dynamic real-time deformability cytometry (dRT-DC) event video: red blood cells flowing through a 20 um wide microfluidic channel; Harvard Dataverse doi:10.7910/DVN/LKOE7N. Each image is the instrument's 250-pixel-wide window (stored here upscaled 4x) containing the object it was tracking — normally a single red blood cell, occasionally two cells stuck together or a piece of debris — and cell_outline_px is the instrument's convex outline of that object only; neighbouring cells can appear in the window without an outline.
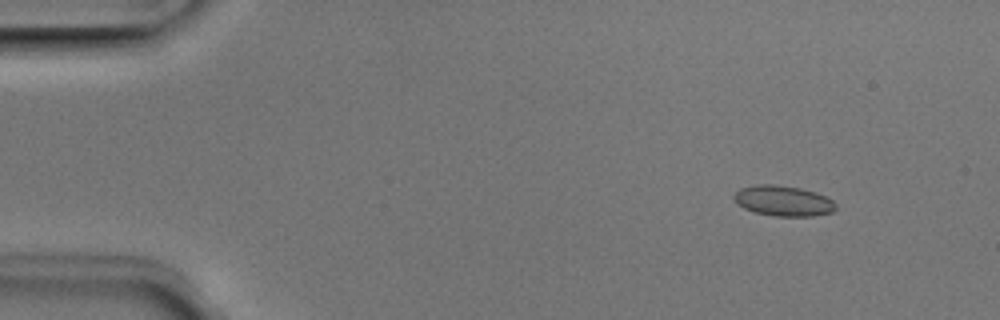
{"species": "Egyptian fruit bat (a non-hibernating species)", "species_latin": "Rousettus aegyptiacus", "temperature_condition": "room temperature", "stored_images_in_passage": 8, "camera_frame_rate_fps": 3000, "um_per_image_px": 0.085, "animal": {"sex": "male"}, "frame": {"image": 1, "passage_image": 2, "time_ms": 0.333, "image_size_px": [1000, 320], "cell_outline_px": [[836, 208], [832, 212], [812, 216], [776, 216], [756, 212], [744, 208], [732, 196], [740, 188], [756, 184], [772, 184], [800, 188], [816, 192], [832, 200], [836, 204]], "centroid_in_image_um": [66.59, 17.06], "position_along_channel_um": 18.4, "area_um2": 17.86}}
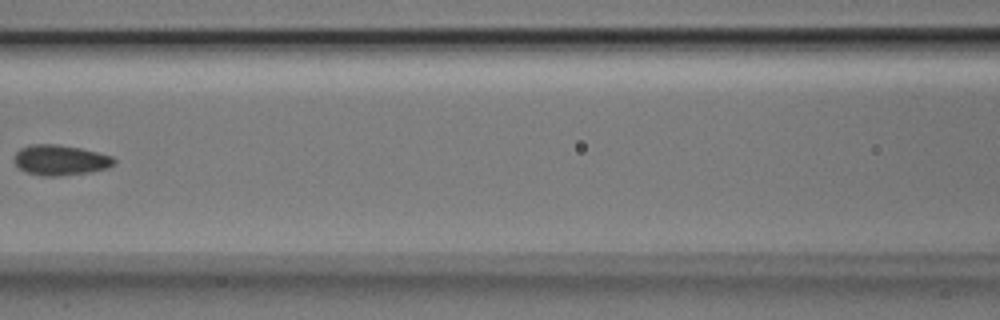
{"frame": {"image": 2, "passage_image": 7, "time_ms": 2.0, "image_size_px": [1000, 320], "cell_outline_px": [[116, 164], [108, 168], [88, 172], [56, 176], [40, 176], [24, 172], [16, 164], [16, 152], [20, 148], [32, 144], [56, 144], [80, 148], [112, 156], [116, 160]], "centroid_in_image_um": [5.14, 13.61], "position_along_channel_um": 161.5, "area_um2": 17.57}}
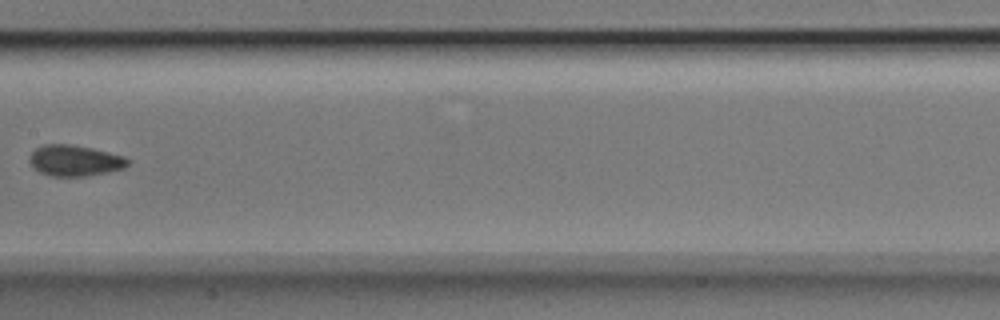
{"frame": {"image": 3, "passage_image": 8, "time_ms": 2.333, "image_size_px": [1000, 320], "cell_outline_px": [[128, 164], [124, 168], [108, 172], [84, 176], [52, 176], [40, 172], [28, 160], [28, 156], [36, 148], [44, 144], [72, 144], [92, 148], [124, 156], [128, 160]], "centroid_in_image_um": [6.34, 13.64], "position_along_channel_um": 201.1, "area_um2": 17.63}}